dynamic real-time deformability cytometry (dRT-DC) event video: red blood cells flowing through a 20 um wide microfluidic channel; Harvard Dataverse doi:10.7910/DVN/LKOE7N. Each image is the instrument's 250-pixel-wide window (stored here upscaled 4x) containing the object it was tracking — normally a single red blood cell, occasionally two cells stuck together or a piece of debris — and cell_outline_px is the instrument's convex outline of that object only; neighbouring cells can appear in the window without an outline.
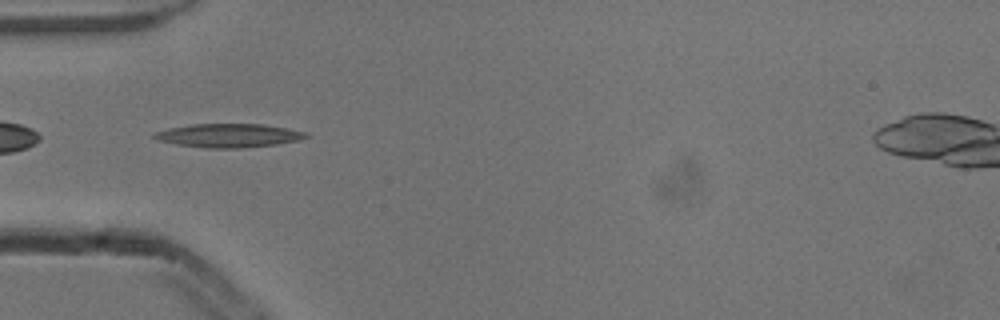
{"species": "common noctule bat (a hibernating species)", "species_latin": "Nyctalus noctula", "temperature_condition": "cold", "stored_images_in_passage": 7, "camera_frame_rate_fps": 3000, "um_per_image_px": 0.085, "animal": {"sex": "male", "body_mass_g": 13.3}, "frame": {"image": 1, "passage_image": 3, "time_ms": 0.667, "image_size_px": [1000, 320], "cell_outline_px": [[308, 136], [300, 140], [276, 144], [240, 148], [208, 148], [176, 144], [160, 140], [152, 136], [156, 132], [168, 128], [192, 124], [260, 124], [284, 128], [304, 132]], "centroid_in_image_um": [19.41, 11.52], "position_along_channel_um": 65.6, "area_um2": 20.52}}
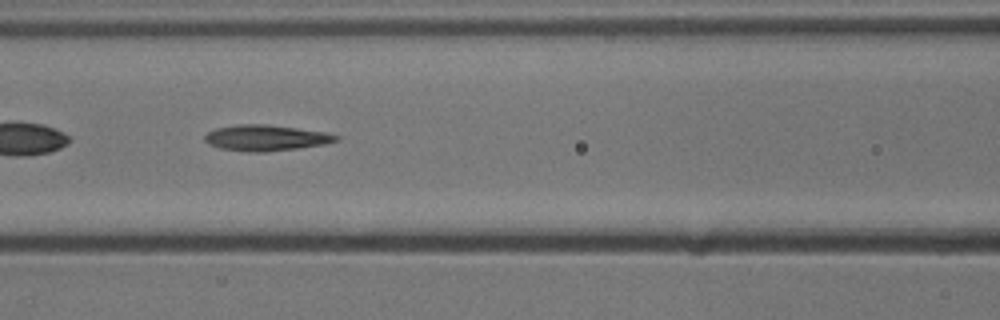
{"frame": {"image": 2, "passage_image": 5, "time_ms": 1.333, "image_size_px": [1000, 320], "cell_outline_px": [[340, 140], [324, 144], [296, 148], [264, 152], [248, 152], [220, 148], [208, 144], [204, 140], [204, 136], [208, 132], [216, 128], [236, 124], [264, 124], [296, 128], [324, 132], [340, 136]], "centroid_in_image_um": [22.57, 11.72], "position_along_channel_um": 144.0, "area_um2": 19.71}}
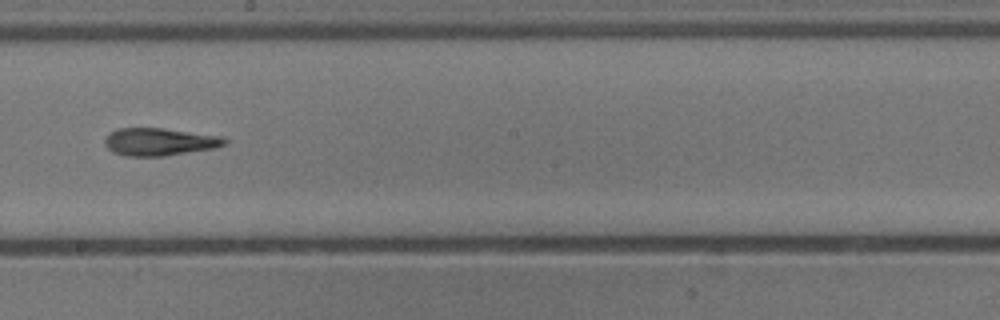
{"frame": {"image": 3, "passage_image": 7, "time_ms": 2.0, "image_size_px": [1000, 320], "cell_outline_px": [[228, 144], [212, 148], [164, 156], [124, 156], [112, 152], [104, 144], [104, 140], [112, 132], [120, 128], [164, 128], [224, 136], [228, 140]], "centroid_in_image_um": [13.59, 12.05], "position_along_channel_um": 234.6, "area_um2": 19.31}}